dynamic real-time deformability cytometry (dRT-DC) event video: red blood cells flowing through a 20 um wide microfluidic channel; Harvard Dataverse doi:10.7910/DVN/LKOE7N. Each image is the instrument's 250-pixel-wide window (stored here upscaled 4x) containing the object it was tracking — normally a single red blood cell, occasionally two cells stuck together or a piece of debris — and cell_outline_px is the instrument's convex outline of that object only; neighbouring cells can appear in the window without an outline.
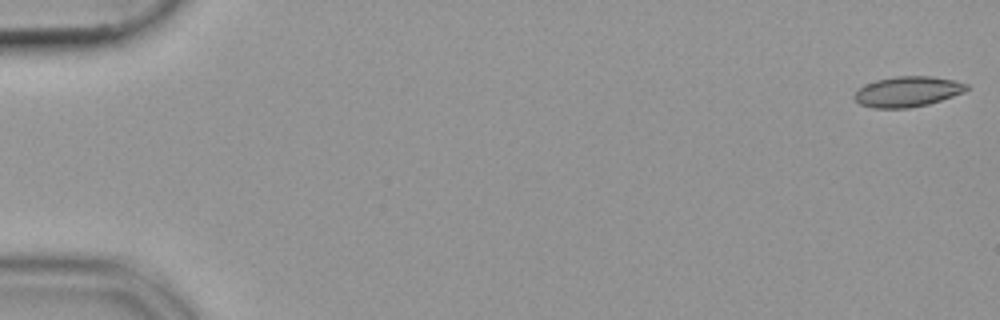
{"species": "common noctule bat (a hibernating species)", "species_latin": "Nyctalus noctula", "temperature_condition": "cold", "stored_images_in_passage": 53, "camera_frame_rate_fps": 3000, "um_per_image_px": 0.085, "animal": {"sex": "female", "body_mass_g": 19.9}, "frame": {"image": 1, "passage_image": 1, "time_ms": 0.0, "image_size_px": [1000, 320], "cell_outline_px": [[968, 88], [964, 92], [928, 104], [908, 108], [872, 108], [860, 104], [852, 96], [860, 88], [876, 80], [896, 76], [928, 76], [952, 80], [968, 84]], "centroid_in_image_um": [77.13, 7.79], "position_along_channel_um": 7.9, "area_um2": 19.59}}
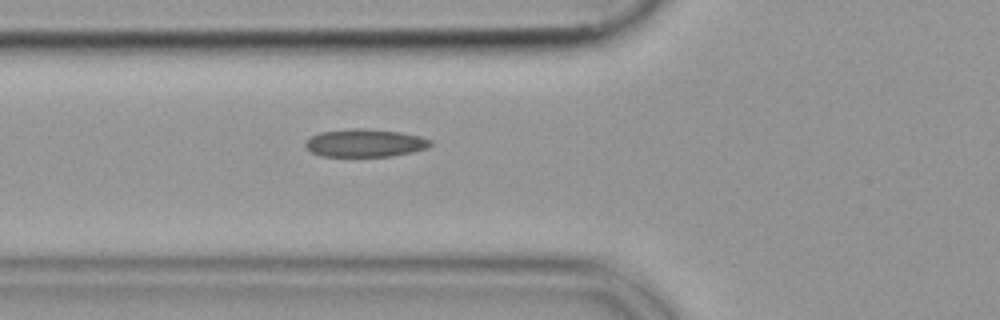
{"frame": {"image": 2, "passage_image": 20, "time_ms": 6.333, "image_size_px": [1000, 320], "cell_outline_px": [[432, 144], [428, 148], [412, 152], [392, 156], [320, 156], [312, 152], [304, 144], [304, 140], [320, 132], [348, 128], [368, 128], [400, 132], [420, 136], [432, 140]], "centroid_in_image_um": [31.03, 12.14], "position_along_channel_um": 94.8, "area_um2": 20.52}}
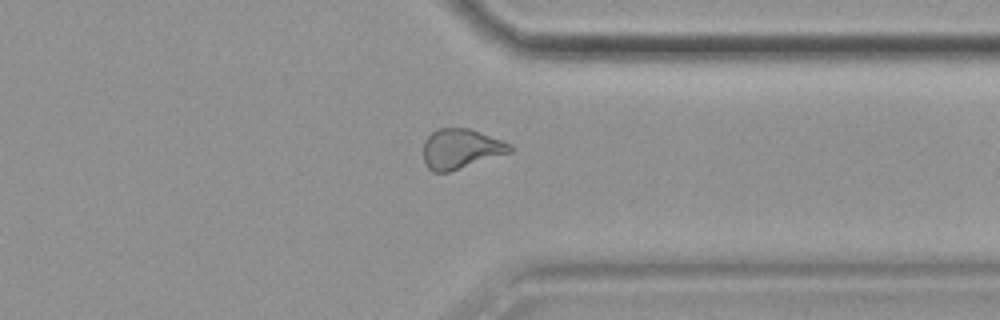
{"frame": {"image": 3, "passage_image": 42, "time_ms": 13.667, "image_size_px": [1000, 320], "cell_outline_px": [[516, 148], [512, 152], [448, 172], [432, 172], [428, 168], [424, 160], [424, 140], [432, 132], [440, 128], [468, 128], [480, 132], [512, 144]], "centroid_in_image_um": [39.2, 12.65], "position_along_channel_um": 372.2, "area_um2": 20.11}}